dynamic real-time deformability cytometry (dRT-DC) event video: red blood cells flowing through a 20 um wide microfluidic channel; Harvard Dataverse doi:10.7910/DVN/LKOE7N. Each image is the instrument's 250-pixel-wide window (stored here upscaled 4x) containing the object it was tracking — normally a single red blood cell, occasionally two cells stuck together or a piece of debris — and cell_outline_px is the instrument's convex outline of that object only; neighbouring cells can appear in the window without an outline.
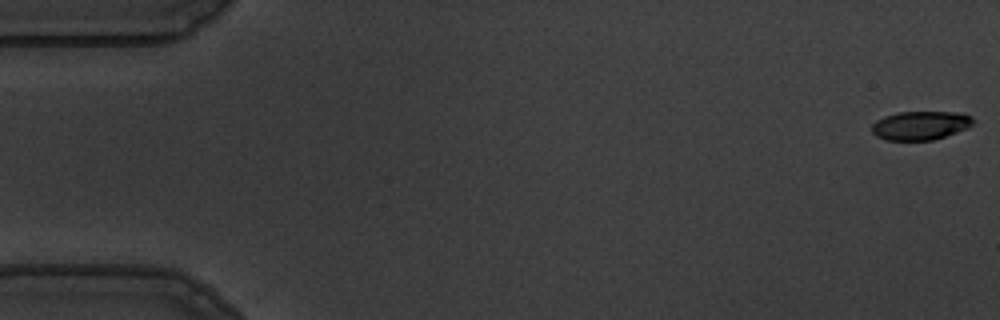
{"species": "common noctule bat (a hibernating species)", "species_latin": "Nyctalus noctula", "temperature_condition": "warm", "stored_images_in_passage": 55, "camera_frame_rate_fps": 3000, "um_per_image_px": 0.085, "animal": {"sex": "male", "body_mass_g": 19.5, "forearm_length_mm": 54.6}, "frame": {"image": 1, "passage_image": 1, "time_ms": 0.0, "image_size_px": [1000, 320], "cell_outline_px": [[976, 120], [968, 128], [932, 140], [884, 140], [876, 136], [872, 132], [872, 124], [876, 120], [884, 116], [900, 112], [956, 112], [972, 116]], "centroid_in_image_um": [78.23, 10.66], "position_along_channel_um": 6.8, "area_um2": 16.99}}
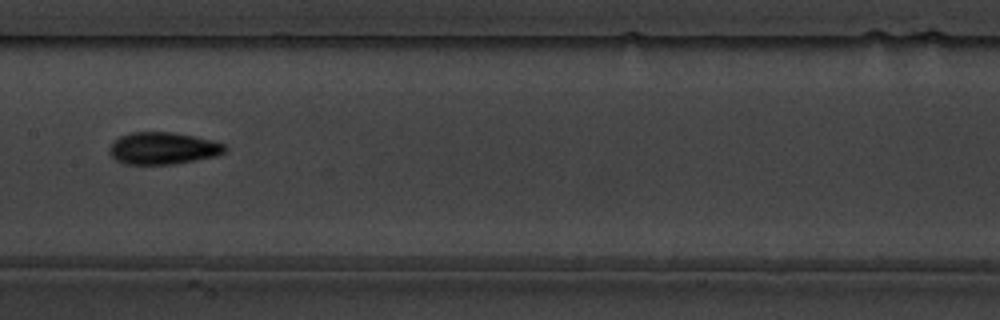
{"frame": {"image": 2, "passage_image": 28, "time_ms": 9.0, "image_size_px": [1000, 320], "cell_outline_px": [[228, 148], [224, 152], [216, 156], [172, 164], [124, 164], [116, 160], [108, 152], [108, 148], [120, 136], [128, 132], [172, 132], [212, 140], [224, 144]], "centroid_in_image_um": [13.83, 12.6], "position_along_channel_um": 193.6, "area_um2": 21.5}}
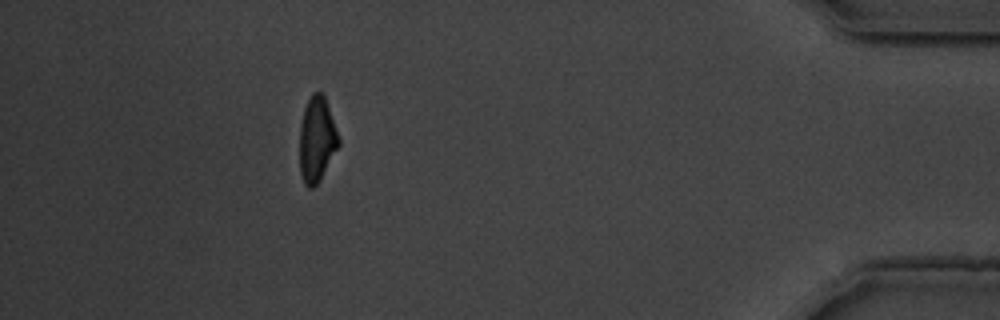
{"frame": {"image": 3, "passage_image": 50, "time_ms": 16.333, "image_size_px": [1000, 320], "cell_outline_px": [[340, 144], [320, 180], [312, 188], [308, 188], [304, 184], [300, 172], [300, 124], [304, 108], [312, 92], [324, 92], [340, 140]], "centroid_in_image_um": [26.93, 11.83], "position_along_channel_um": 408.3, "area_um2": 19.48}, "authors_computed_cell_mechanics": {"area_um2": 19.8254, "velocity_mm_per_s": 3.6745, "shape_relaxation_time_tau1_ms": 5.041, "shape_relaxation_time_tau2_ms": 3.5547, "deformation_change_tau1": 0.1818, "deformation_change_tau2": 0.1061}}